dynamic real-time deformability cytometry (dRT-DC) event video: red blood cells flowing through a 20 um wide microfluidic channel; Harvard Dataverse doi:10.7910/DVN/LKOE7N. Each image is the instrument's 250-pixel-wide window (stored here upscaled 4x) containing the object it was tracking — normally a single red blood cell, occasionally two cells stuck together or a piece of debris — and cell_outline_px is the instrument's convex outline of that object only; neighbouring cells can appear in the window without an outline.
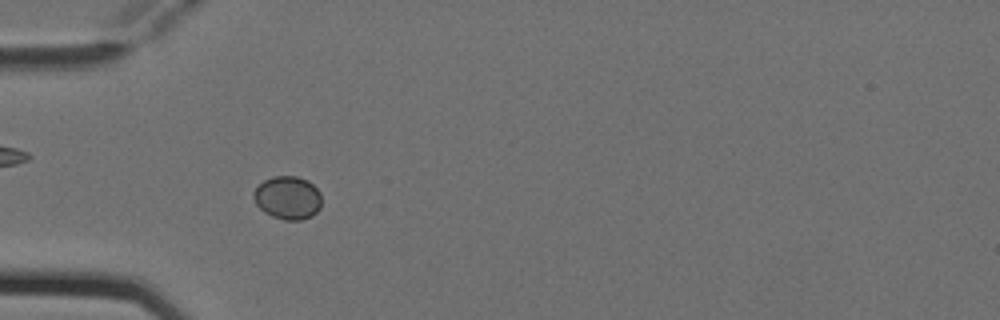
{"species": "Egyptian fruit bat (a non-hibernating species)", "species_latin": "Rousettus aegyptiacus", "temperature_condition": "cold", "stored_images_in_passage": 6, "camera_frame_rate_fps": 3000, "um_per_image_px": 0.085, "animal": {"sex": "female"}, "frame": {"image": 1, "passage_image": 5, "time_ms": 1.333, "image_size_px": [1000, 320], "cell_outline_px": [[320, 208], [312, 216], [300, 220], [284, 220], [272, 216], [264, 212], [256, 204], [252, 196], [252, 192], [264, 180], [272, 176], [296, 176], [308, 180], [320, 192]], "centroid_in_image_um": [24.44, 16.8], "position_along_channel_um": 60.6, "area_um2": 17.17}}
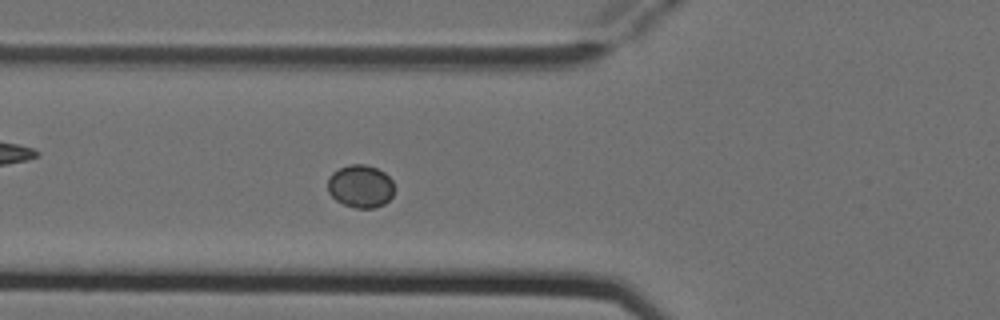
{"frame": {"image": 2, "passage_image": 6, "time_ms": 1.667, "image_size_px": [1000, 320], "cell_outline_px": [[396, 188], [392, 196], [384, 204], [376, 208], [356, 208], [344, 204], [336, 200], [328, 192], [328, 176], [332, 172], [348, 164], [364, 164], [376, 168], [384, 172], [392, 180]], "centroid_in_image_um": [30.66, 15.83], "position_along_channel_um": 95.1, "area_um2": 16.82}}